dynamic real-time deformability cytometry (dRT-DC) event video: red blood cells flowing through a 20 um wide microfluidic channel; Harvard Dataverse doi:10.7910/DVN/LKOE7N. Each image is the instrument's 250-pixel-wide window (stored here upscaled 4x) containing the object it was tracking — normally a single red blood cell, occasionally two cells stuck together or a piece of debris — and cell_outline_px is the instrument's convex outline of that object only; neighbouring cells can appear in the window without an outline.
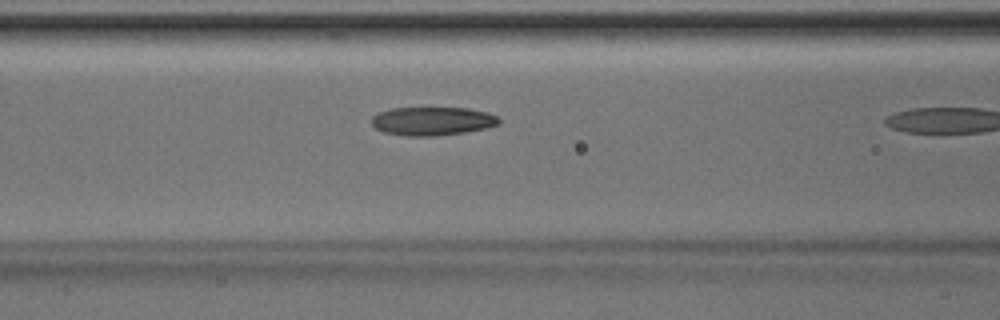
{"species": "Egyptian fruit bat (a non-hibernating species)", "species_latin": "Rousettus aegyptiacus", "temperature_condition": "room temperature", "stored_images_in_passage": 9, "camera_frame_rate_fps": 3000, "um_per_image_px": 0.085, "animal": {"sex": "male"}, "frame": {"image": 1, "passage_image": 8, "time_ms": 2.333, "image_size_px": [1000, 320], "cell_outline_px": [[500, 124], [484, 128], [464, 132], [432, 136], [408, 136], [384, 132], [376, 128], [372, 124], [372, 116], [380, 112], [392, 108], [468, 108], [488, 112], [496, 116], [500, 120]], "centroid_in_image_um": [36.76, 10.29], "position_along_channel_um": 129.8, "area_um2": 20.98}}